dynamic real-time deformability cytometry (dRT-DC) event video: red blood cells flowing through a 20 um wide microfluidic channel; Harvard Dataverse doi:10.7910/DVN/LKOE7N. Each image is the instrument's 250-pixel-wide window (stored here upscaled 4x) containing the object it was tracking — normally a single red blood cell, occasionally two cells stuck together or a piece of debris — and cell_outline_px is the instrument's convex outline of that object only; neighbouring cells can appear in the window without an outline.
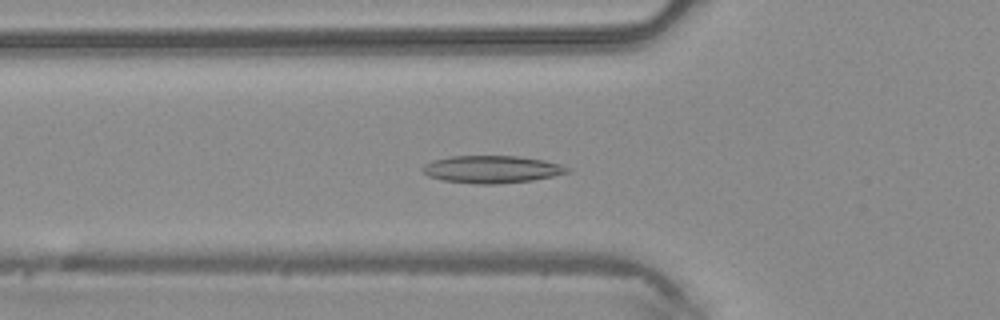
{"species": "common noctule bat (a hibernating species)", "species_latin": "Nyctalus noctula", "temperature_condition": "warm", "stored_images_in_passage": 45, "camera_frame_rate_fps": 3000, "um_per_image_px": 0.085, "animal": {"sex": "male", "body_mass_g": 20.4}, "frame": {"image": 1, "passage_image": 15, "time_ms": 4.667, "image_size_px": [1000, 320], "cell_outline_px": [[568, 172], [552, 176], [532, 180], [496, 184], [476, 184], [444, 180], [428, 176], [420, 168], [424, 164], [432, 160], [448, 156], [516, 156], [544, 160], [560, 164], [568, 168]], "centroid_in_image_um": [41.75, 14.38], "position_along_channel_um": 84.1, "area_um2": 23.0}}
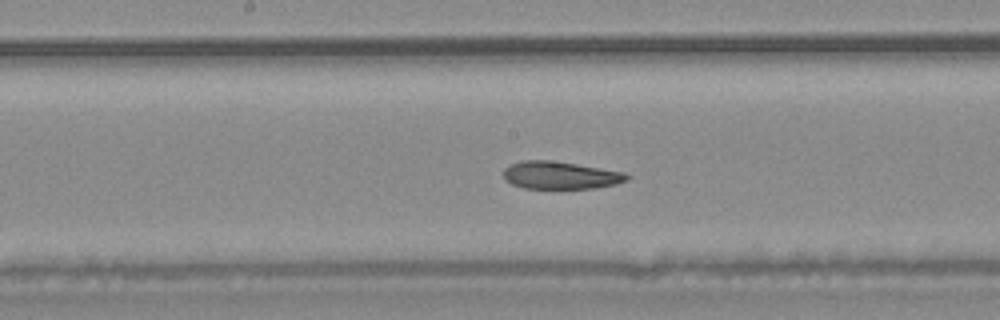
{"frame": {"image": 2, "passage_image": 23, "time_ms": 7.333, "image_size_px": [1000, 320], "cell_outline_px": [[632, 176], [628, 180], [616, 184], [596, 188], [524, 188], [512, 184], [504, 180], [504, 168], [520, 160], [548, 160], [576, 164], [624, 172]], "centroid_in_image_um": [47.64, 14.9], "position_along_channel_um": 200.6, "area_um2": 19.83}}
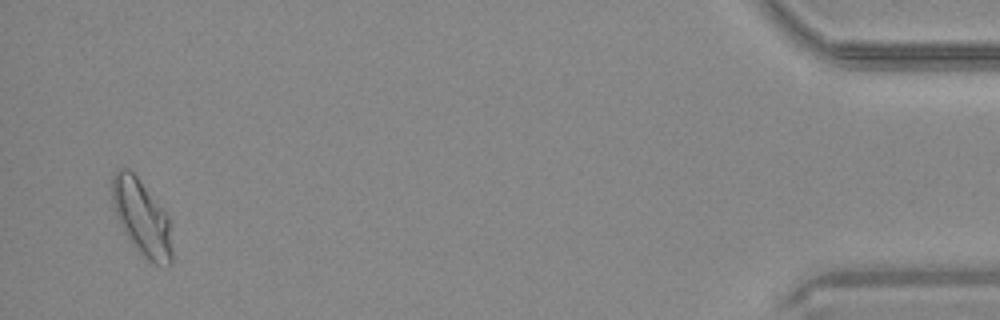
{"frame": {"image": 3, "passage_image": 44, "time_ms": 14.333, "image_size_px": [1000, 320], "cell_outline_px": [[172, 264], [156, 264], [148, 260], [140, 252], [124, 232], [116, 216], [112, 200], [112, 172], [116, 168], [128, 168], [136, 176], [172, 220]], "centroid_in_image_um": [12.07, 18.47], "position_along_channel_um": 423.1, "area_um2": 26.47}}